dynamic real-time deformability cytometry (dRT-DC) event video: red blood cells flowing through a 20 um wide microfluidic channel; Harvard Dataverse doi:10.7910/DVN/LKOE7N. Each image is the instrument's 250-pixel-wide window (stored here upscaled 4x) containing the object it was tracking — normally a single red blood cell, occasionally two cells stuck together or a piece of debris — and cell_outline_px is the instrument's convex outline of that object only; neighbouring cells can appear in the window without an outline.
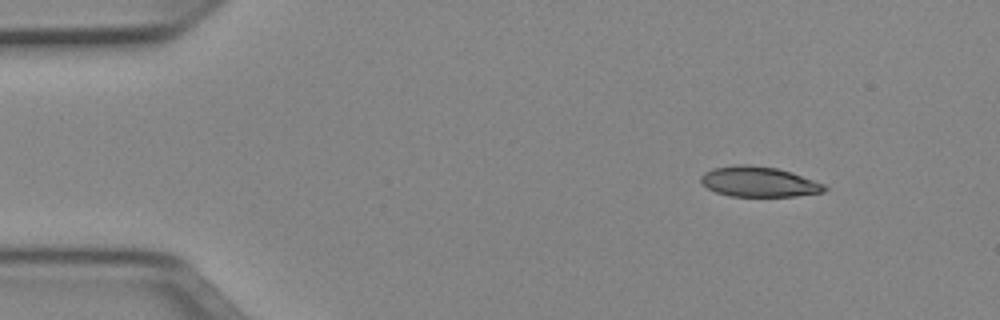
{"species": "Egyptian fruit bat (a non-hibernating species)", "species_latin": "Rousettus aegyptiacus", "temperature_condition": "cold", "stored_images_in_passage": 46, "camera_frame_rate_fps": 3000, "um_per_image_px": 0.085, "animal": {"sex": "female"}, "frame": {"image": 1, "passage_image": 1, "time_ms": 0.0, "image_size_px": [1000, 320], "cell_outline_px": [[828, 188], [824, 192], [796, 196], [728, 196], [716, 192], [708, 188], [700, 180], [700, 176], [704, 172], [712, 168], [736, 164], [748, 164], [776, 168], [792, 172], [824, 184]], "centroid_in_image_um": [64.49, 15.44], "position_along_channel_um": 20.5, "area_um2": 21.85}}
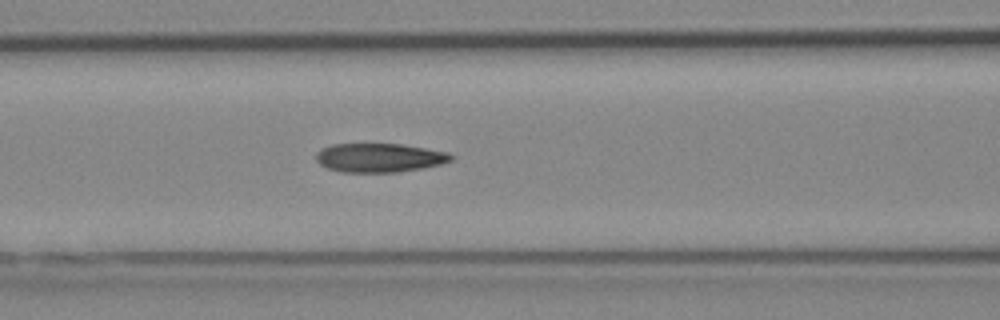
{"frame": {"image": 2, "passage_image": 16, "time_ms": 5.0, "image_size_px": [1000, 320], "cell_outline_px": [[456, 156], [452, 160], [440, 164], [420, 168], [396, 172], [344, 172], [328, 168], [320, 164], [316, 160], [316, 152], [332, 144], [400, 144], [448, 152]], "centroid_in_image_um": [32.26, 13.4], "position_along_channel_um": 134.3, "area_um2": 22.54}}
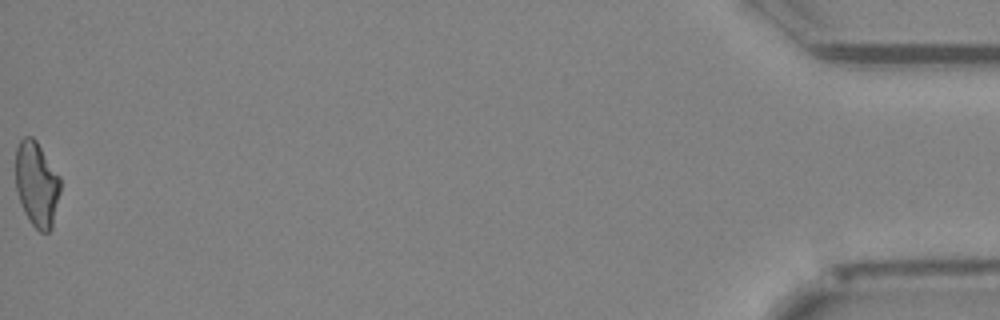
{"frame": {"image": 3, "passage_image": 46, "time_ms": 15.0, "image_size_px": [1000, 320], "cell_outline_px": [[60, 192], [52, 228], [48, 232], [40, 232], [32, 224], [24, 212], [16, 188], [16, 148], [20, 140], [24, 136], [32, 136], [36, 140], [60, 176]], "centroid_in_image_um": [3.13, 15.64], "position_along_channel_um": 432.1, "area_um2": 22.14}, "authors_computed_cell_mechanics": {"area_um2": 22.8021, "velocity_mm_per_s": 3.973, "shape_relaxation_time_tau1_ms": 5.6632, "shape_relaxation_time_tau2_ms": 2.9894, "deformation_change_tau1": 0.1513, "deformation_change_tau2": 0.1021}}